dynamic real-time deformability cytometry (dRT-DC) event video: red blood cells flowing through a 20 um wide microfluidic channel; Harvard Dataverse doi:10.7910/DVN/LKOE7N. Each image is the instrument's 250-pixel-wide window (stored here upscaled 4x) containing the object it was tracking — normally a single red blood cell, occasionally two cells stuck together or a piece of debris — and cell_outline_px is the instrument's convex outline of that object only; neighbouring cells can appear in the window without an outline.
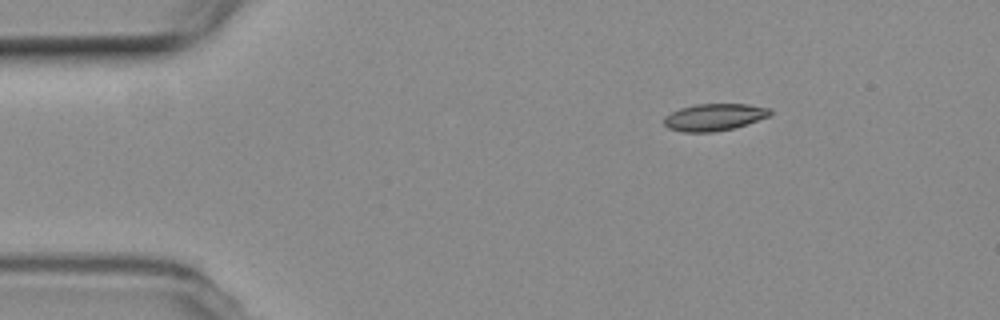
{"species": "common noctule bat (a hibernating species)", "species_latin": "Nyctalus noctula", "temperature_condition": "room temperature", "stored_images_in_passage": 5, "segment_of_instrument_passage": [2, 2], "camera_frame_rate_fps": 3000, "um_per_image_px": 0.085, "animal": {"sex": "female", "body_mass_g": 19.3, "forearm_length_mm": 54.1}, "frame": {"image": 1, "passage_image": 5, "time_ms": 5.667, "image_size_px": [1000, 320], "cell_outline_px": [[772, 112], [768, 116], [732, 128], [712, 132], [684, 132], [668, 128], [664, 124], [664, 116], [680, 108], [696, 104], [748, 104], [772, 108]], "centroid_in_image_um": [60.69, 9.94], "position_along_channel_um": 24.3, "area_um2": 16.53}}